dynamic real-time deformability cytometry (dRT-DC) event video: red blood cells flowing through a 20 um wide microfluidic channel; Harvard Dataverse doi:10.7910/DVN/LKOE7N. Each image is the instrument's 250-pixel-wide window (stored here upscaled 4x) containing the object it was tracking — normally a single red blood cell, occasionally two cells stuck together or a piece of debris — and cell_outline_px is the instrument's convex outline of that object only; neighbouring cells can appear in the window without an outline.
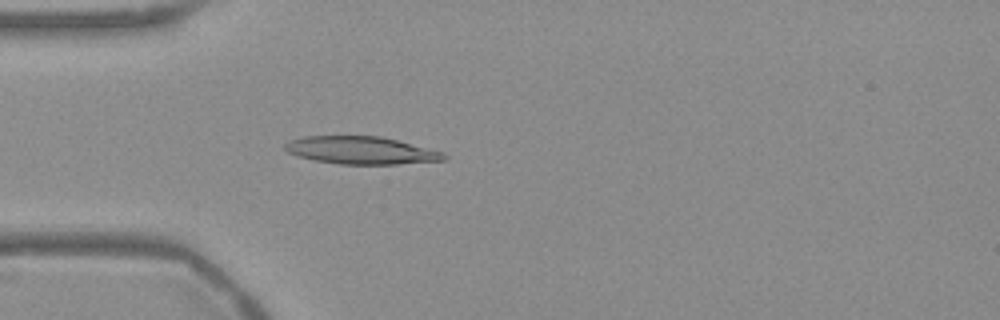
{"species": "Egyptian fruit bat (a non-hibernating species)", "species_latin": "Rousettus aegyptiacus", "temperature_condition": "warm", "stored_images_in_passage": 54, "camera_frame_rate_fps": 3000, "um_per_image_px": 0.085, "frame": {"image": 1, "passage_image": 15, "time_ms": 4.667, "image_size_px": [1000, 320], "cell_outline_px": [[448, 156], [444, 160], [396, 164], [340, 164], [312, 160], [296, 156], [288, 152], [284, 148], [284, 144], [288, 140], [304, 136], [380, 136], [444, 152]], "centroid_in_image_um": [30.64, 12.78], "position_along_channel_um": 54.4, "area_um2": 25.61}}
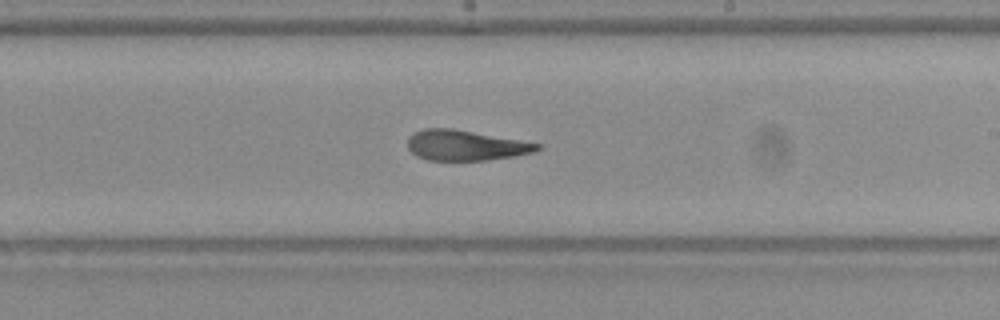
{"frame": {"image": 2, "passage_image": 31, "time_ms": 10.0, "image_size_px": [1000, 320], "cell_outline_px": [[544, 144], [540, 148], [532, 152], [512, 156], [488, 160], [428, 160], [416, 156], [408, 148], [408, 136], [424, 128], [452, 128]], "centroid_in_image_um": [39.56, 12.35], "position_along_channel_um": 249.4, "area_um2": 22.83}}
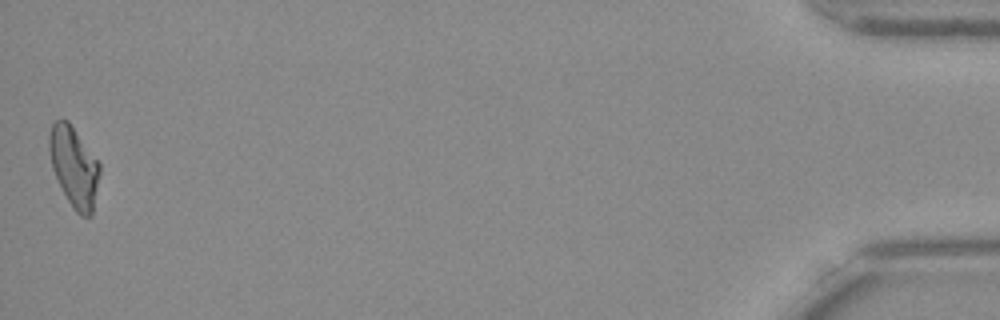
{"frame": {"image": 3, "passage_image": 53, "time_ms": 17.333, "image_size_px": [1000, 320], "cell_outline_px": [[100, 172], [92, 216], [80, 216], [72, 208], [52, 168], [48, 148], [48, 136], [52, 124], [60, 116], [68, 120], [100, 164]], "centroid_in_image_um": [6.28, 14.15], "position_along_channel_um": 428.9, "area_um2": 23.58}}